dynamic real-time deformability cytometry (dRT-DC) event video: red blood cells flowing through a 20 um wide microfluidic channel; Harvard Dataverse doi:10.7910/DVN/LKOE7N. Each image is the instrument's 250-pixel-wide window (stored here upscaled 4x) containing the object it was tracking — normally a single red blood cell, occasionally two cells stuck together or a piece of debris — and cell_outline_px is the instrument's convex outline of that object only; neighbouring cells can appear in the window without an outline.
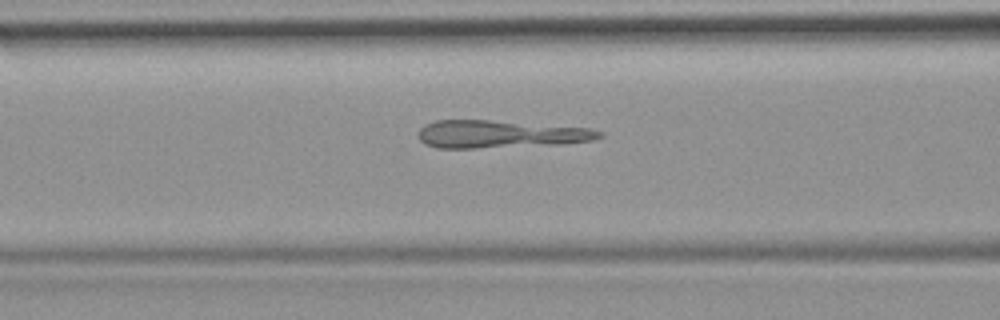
{"species": "common noctule bat (a hibernating species)", "species_latin": "Nyctalus noctula", "temperature_condition": "room temperature", "stored_images_in_passage": 33, "camera_frame_rate_fps": 3000, "um_per_image_px": 0.085, "animal": {"sex": "female", "body_mass_g": 19.9}, "frame": {"image": 1, "passage_image": 6, "time_ms": 1.667, "image_size_px": [1000, 320], "cell_outline_px": [[604, 136], [592, 140], [556, 144], [476, 148], [436, 148], [424, 144], [416, 136], [420, 128], [424, 124], [436, 120], [488, 120], [592, 128], [604, 132]], "centroid_in_image_um": [42.47, 11.4], "position_along_channel_um": 124.1, "area_um2": 29.25}}
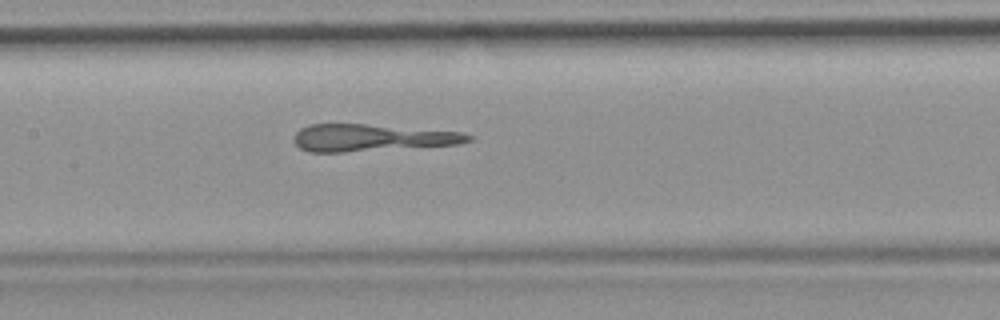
{"frame": {"image": 2, "passage_image": 10, "time_ms": 3.0, "image_size_px": [1000, 320], "cell_outline_px": [[472, 140], [456, 144], [344, 152], [308, 152], [300, 148], [292, 140], [292, 136], [300, 128], [308, 124], [364, 124], [464, 132], [472, 136]], "centroid_in_image_um": [31.52, 11.7], "position_along_channel_um": 175.9, "area_um2": 27.4}}